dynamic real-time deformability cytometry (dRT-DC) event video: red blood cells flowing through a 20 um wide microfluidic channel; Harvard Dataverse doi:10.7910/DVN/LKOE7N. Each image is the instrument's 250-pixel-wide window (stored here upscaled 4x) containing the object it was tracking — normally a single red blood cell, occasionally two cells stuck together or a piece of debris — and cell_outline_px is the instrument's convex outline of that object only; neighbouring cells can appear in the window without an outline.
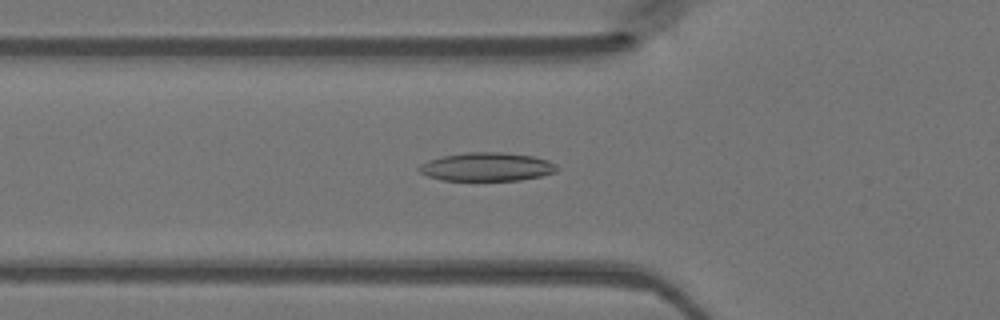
{"species": "Egyptian fruit bat (a non-hibernating species)", "species_latin": "Rousettus aegyptiacus", "temperature_condition": "warm", "stored_images_in_passage": 23, "camera_frame_rate_fps": 3000, "um_per_image_px": 0.085, "animal": {"sex": "female"}, "frame": {"image": 1, "passage_image": 8, "time_ms": 2.333, "image_size_px": [1000, 320], "cell_outline_px": [[560, 168], [556, 172], [544, 176], [520, 180], [444, 180], [428, 176], [420, 172], [416, 168], [420, 164], [428, 160], [444, 156], [468, 152], [504, 152], [532, 156], [548, 160], [556, 164]], "centroid_in_image_um": [41.42, 14.18], "position_along_channel_um": 84.4, "area_um2": 23.0}}
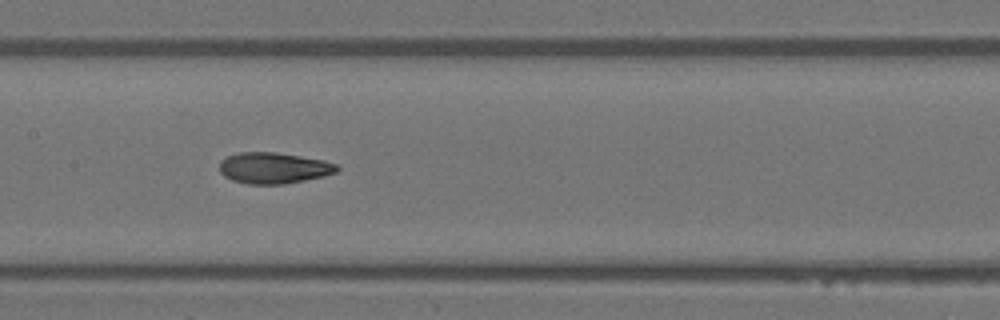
{"frame": {"image": 2, "passage_image": 15, "time_ms": 4.667, "image_size_px": [1000, 320], "cell_outline_px": [[340, 168], [336, 172], [324, 176], [284, 184], [248, 184], [232, 180], [224, 176], [220, 172], [220, 160], [236, 152], [276, 152], [324, 160], [336, 164]], "centroid_in_image_um": [23.25, 14.27], "position_along_channel_um": 184.2, "area_um2": 21.33}}
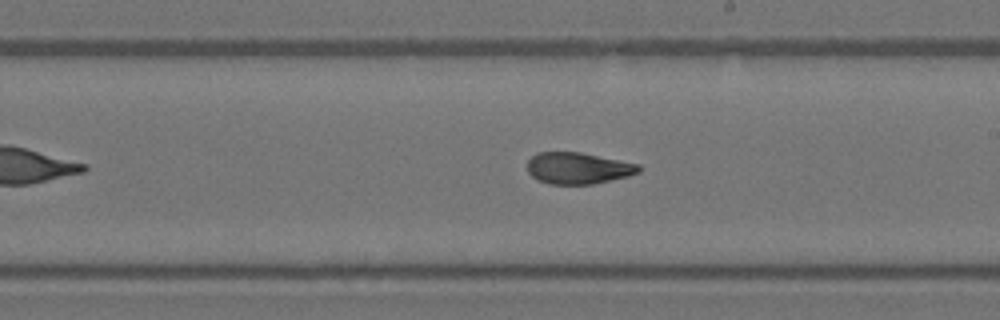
{"frame": {"image": 3, "passage_image": 19, "time_ms": 6.0, "image_size_px": [1000, 320], "cell_outline_px": [[640, 172], [628, 176], [592, 184], [548, 184], [536, 180], [528, 172], [528, 160], [536, 152], [580, 152], [640, 164]], "centroid_in_image_um": [49.12, 14.29], "position_along_channel_um": 239.9, "area_um2": 20.52}}